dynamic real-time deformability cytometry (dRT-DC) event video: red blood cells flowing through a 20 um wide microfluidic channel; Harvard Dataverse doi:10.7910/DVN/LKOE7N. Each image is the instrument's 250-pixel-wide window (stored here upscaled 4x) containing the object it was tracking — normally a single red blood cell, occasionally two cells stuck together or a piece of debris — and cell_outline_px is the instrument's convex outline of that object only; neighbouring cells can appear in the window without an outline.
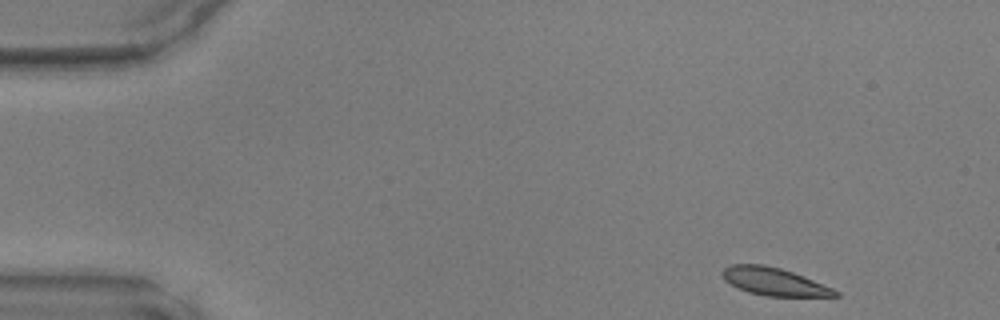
{"species": "common noctule bat (a hibernating species)", "species_latin": "Nyctalus noctula", "temperature_condition": "warm", "stored_images_in_passage": 10, "camera_frame_rate_fps": 3000, "um_per_image_px": 0.085, "animal": {"sex": "male", "body_mass_g": 17.9, "forearm_length_mm": 54.2}, "frame": {"image": 1, "passage_image": 1, "time_ms": 0.0, "image_size_px": [1000, 320], "cell_outline_px": [[840, 296], [764, 296], [748, 292], [724, 280], [720, 272], [724, 268], [732, 264], [764, 264], [780, 268], [804, 276], [832, 288], [840, 292]], "centroid_in_image_um": [65.78, 23.93], "position_along_channel_um": 19.2, "area_um2": 18.15}}